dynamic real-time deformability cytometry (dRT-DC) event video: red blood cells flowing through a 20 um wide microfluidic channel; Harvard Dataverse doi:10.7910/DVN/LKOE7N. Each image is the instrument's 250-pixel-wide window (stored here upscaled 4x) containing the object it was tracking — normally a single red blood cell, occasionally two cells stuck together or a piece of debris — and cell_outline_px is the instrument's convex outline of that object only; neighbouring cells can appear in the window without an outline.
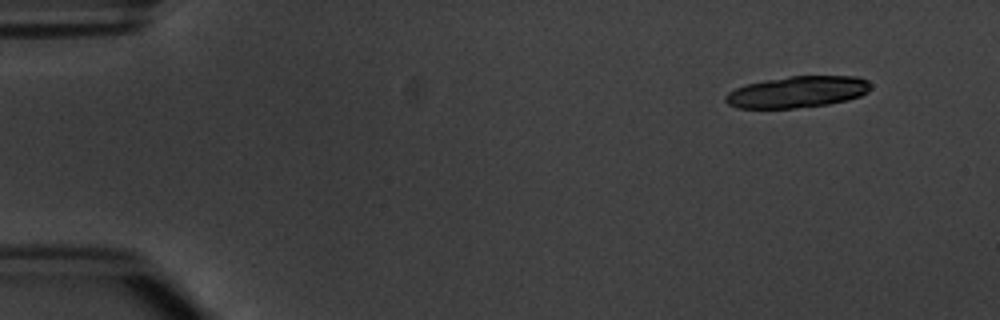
{"species": "common noctule bat (a hibernating species)", "species_latin": "Nyctalus noctula", "temperature_condition": "warm", "stored_images_in_passage": 4, "camera_frame_rate_fps": 3000, "um_per_image_px": 0.085, "animal": {"sex": "male", "body_mass_g": 20.1, "forearm_length_mm": 53.5}, "frame": {"image": 1, "passage_image": 2, "time_ms": 1.333, "image_size_px": [1000, 320], "cell_outline_px": [[872, 88], [868, 92], [860, 96], [848, 100], [828, 104], [792, 108], [740, 108], [728, 104], [724, 100], [724, 96], [728, 92], [744, 84], [764, 80], [788, 76], [856, 76], [868, 80], [872, 84]], "centroid_in_image_um": [67.79, 7.8], "position_along_channel_um": 17.2, "area_um2": 26.82}}